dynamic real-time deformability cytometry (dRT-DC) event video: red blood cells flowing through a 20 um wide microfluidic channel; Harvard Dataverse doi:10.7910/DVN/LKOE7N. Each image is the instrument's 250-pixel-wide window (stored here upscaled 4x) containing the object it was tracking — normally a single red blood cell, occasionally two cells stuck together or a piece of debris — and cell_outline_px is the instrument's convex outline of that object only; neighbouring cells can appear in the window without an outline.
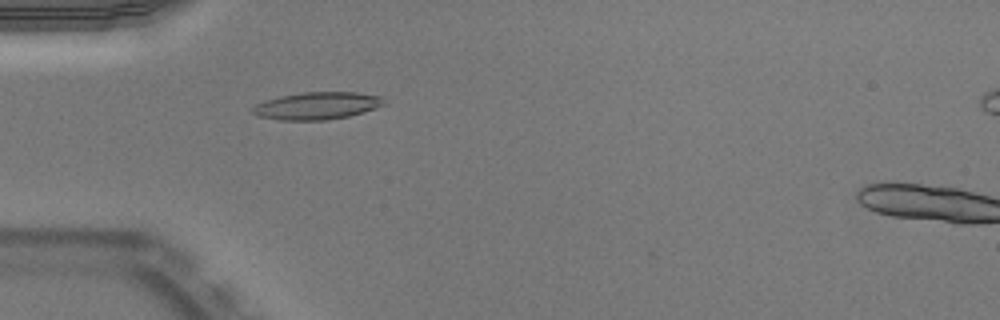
{"species": "Egyptian fruit bat (a non-hibernating species)", "species_latin": "Rousettus aegyptiacus", "temperature_condition": "warm", "stored_images_in_passage": 51, "camera_frame_rate_fps": 3000, "um_per_image_px": 0.085, "animal": {"sex": "male"}, "frame": {"image": 1, "passage_image": 16, "time_ms": 5.0, "image_size_px": [1000, 320], "cell_outline_px": [[384, 104], [376, 108], [364, 112], [348, 116], [324, 120], [280, 120], [260, 116], [252, 112], [252, 108], [256, 104], [264, 100], [280, 96], [304, 92], [356, 92], [384, 96]], "centroid_in_image_um": [26.97, 8.98], "position_along_channel_um": 58.0, "area_um2": 20.92}}
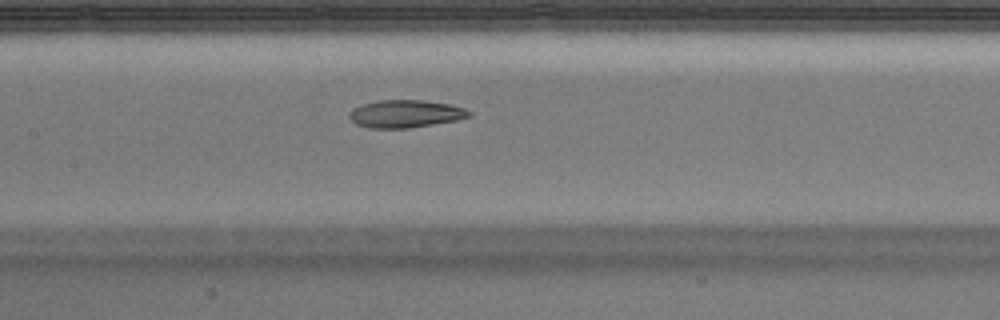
{"frame": {"image": 2, "passage_image": 25, "time_ms": 8.0, "image_size_px": [1000, 320], "cell_outline_px": [[472, 116], [456, 120], [408, 128], [368, 128], [356, 124], [348, 116], [352, 108], [376, 100], [420, 100], [452, 104], [464, 108], [472, 112]], "centroid_in_image_um": [34.47, 9.67], "position_along_channel_um": 172.9, "area_um2": 19.31}}
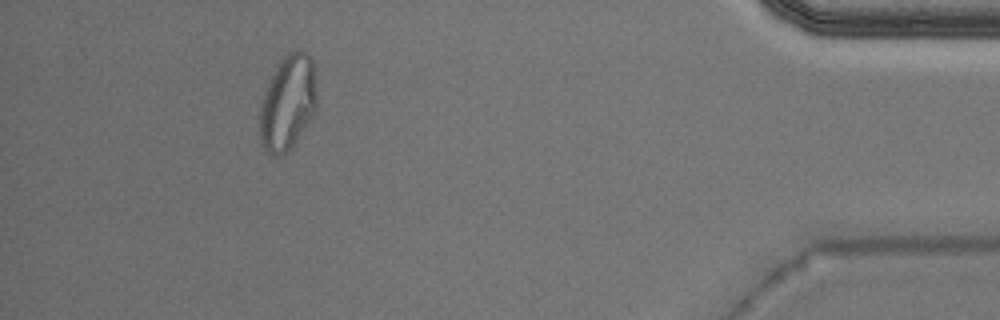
{"frame": {"image": 3, "passage_image": 47, "time_ms": 15.333, "image_size_px": [1000, 320], "cell_outline_px": [[316, 116], [288, 152], [280, 156], [272, 156], [260, 144], [260, 104], [264, 92], [276, 68], [284, 56], [288, 52], [296, 48], [304, 52], [312, 60], [316, 92]], "centroid_in_image_um": [24.47, 8.79], "position_along_channel_um": 410.7, "area_um2": 31.91}, "authors_computed_cell_mechanics": {"area_um2": 20.1144, "velocity_mm_per_s": 3.9726, "shape_relaxation_time_tau1_ms": null, "shape_relaxation_time_tau2_ms": 2.3839, "deformation_change_tau1": null, "deformation_change_tau2": 0.0922}}